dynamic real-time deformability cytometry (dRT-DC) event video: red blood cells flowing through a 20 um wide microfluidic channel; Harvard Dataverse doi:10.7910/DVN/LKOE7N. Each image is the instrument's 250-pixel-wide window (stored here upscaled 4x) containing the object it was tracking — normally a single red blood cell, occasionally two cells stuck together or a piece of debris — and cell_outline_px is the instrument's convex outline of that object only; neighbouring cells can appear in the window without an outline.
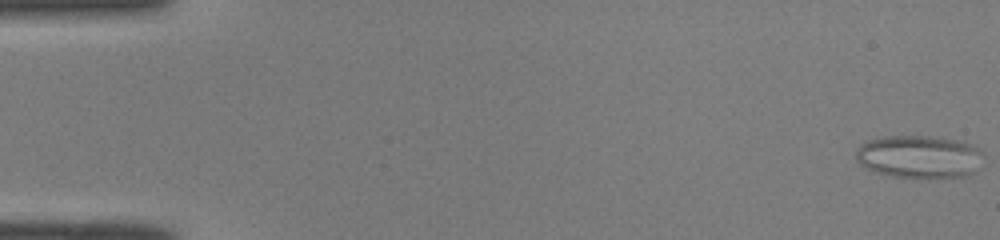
{"species": "common noctule bat (a hibernating species)", "species_latin": "Nyctalus noctula", "temperature_condition": "room temperature", "stored_images_in_passage": 49, "camera_frame_rate_fps": 3000, "um_per_image_px": 0.085, "animal": {"sex": "male", "body_mass_g": 19.0, "forearm_length_mm": 50.8}, "frame": {"image": 1, "passage_image": 1, "time_ms": 0.0, "image_size_px": [1000, 240], "cell_outline_px": [[984, 156], [976, 172], [968, 176], [892, 176], [872, 172], [864, 168], [856, 160], [856, 148], [860, 144], [868, 140], [884, 136], [940, 136], [960, 140], [980, 148]], "centroid_in_image_um": [78.13, 13.29], "position_along_channel_um": 6.9, "area_um2": 32.08}}
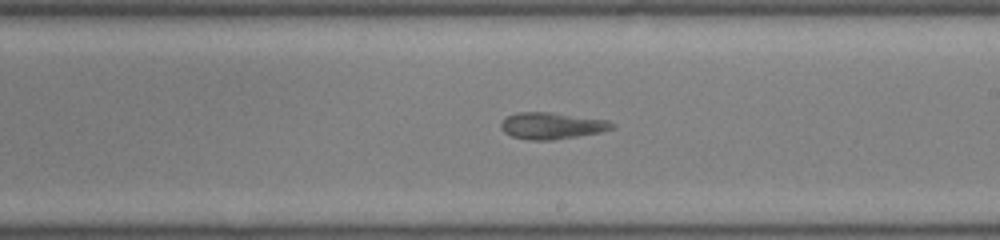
{"frame": {"image": 2, "passage_image": 30, "time_ms": 9.667, "image_size_px": [1000, 240], "cell_outline_px": [[616, 128], [600, 132], [552, 140], [528, 140], [512, 136], [504, 132], [500, 128], [500, 124], [508, 116], [516, 112], [552, 112], [608, 120], [616, 124]], "centroid_in_image_um": [46.92, 10.68], "position_along_channel_um": 242.1, "area_um2": 17.28}}
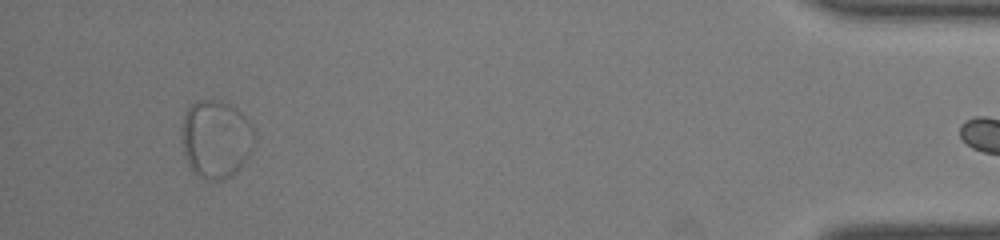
{"frame": {"image": 3, "passage_image": 48, "time_ms": 15.667, "image_size_px": [1000, 240], "cell_outline_px": [[256, 140], [252, 152], [236, 172], [224, 180], [208, 180], [200, 176], [188, 164], [184, 156], [184, 112], [196, 100], [220, 100], [236, 108], [248, 120], [252, 128]], "centroid_in_image_um": [18.4, 11.82], "position_along_channel_um": 416.8, "area_um2": 32.77}}